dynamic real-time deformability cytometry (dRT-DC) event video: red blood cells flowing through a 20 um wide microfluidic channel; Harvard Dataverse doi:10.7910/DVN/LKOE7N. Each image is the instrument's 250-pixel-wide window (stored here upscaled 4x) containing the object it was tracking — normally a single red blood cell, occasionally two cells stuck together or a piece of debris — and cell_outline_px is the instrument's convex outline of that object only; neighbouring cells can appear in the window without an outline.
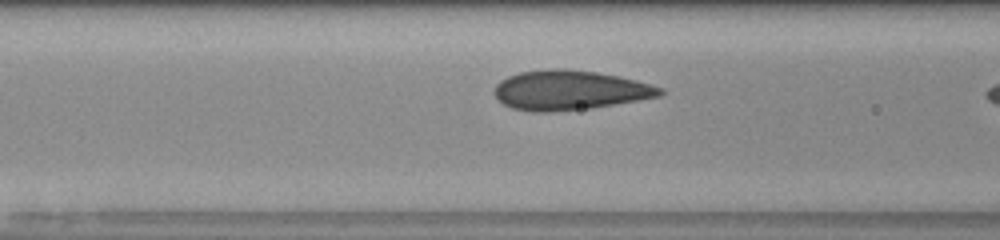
{"species": "human", "species_latin": "Homo sapiens", "temperature_condition": "room temperature", "stored_images_in_passage": 13, "camera_frame_rate_fps": 3000, "um_per_image_px": 0.085, "donor": {"sex": "male"}, "frame": {"image": 1, "passage_image": 11, "time_ms": 3.333, "image_size_px": [1000, 240], "cell_outline_px": [[664, 92], [660, 96], [592, 108], [552, 112], [532, 112], [512, 108], [504, 104], [496, 96], [496, 84], [500, 80], [508, 76], [520, 72], [552, 68], [564, 68], [596, 72], [620, 76], [636, 80], [664, 88]], "centroid_in_image_um": [48.44, 7.66], "position_along_channel_um": 118.2, "area_um2": 38.21}}